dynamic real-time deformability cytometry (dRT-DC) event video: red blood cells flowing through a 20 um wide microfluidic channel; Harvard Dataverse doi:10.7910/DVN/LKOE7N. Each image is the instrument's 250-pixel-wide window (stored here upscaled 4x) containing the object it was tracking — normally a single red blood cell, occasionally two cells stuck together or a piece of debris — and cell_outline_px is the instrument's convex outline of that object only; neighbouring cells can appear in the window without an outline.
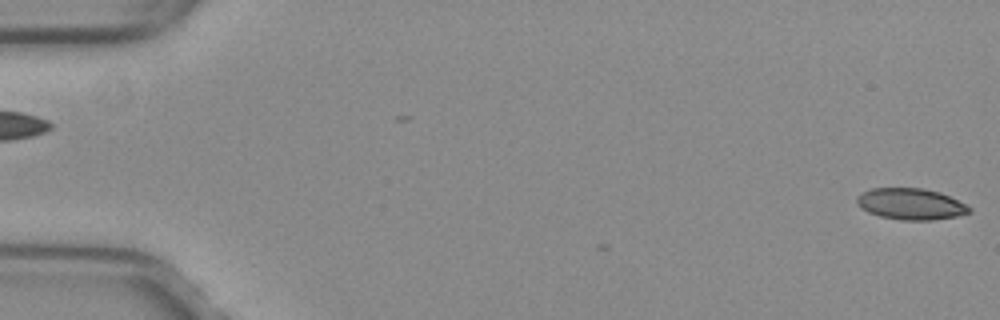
{"species": "common noctule bat (a hibernating species)", "species_latin": "Nyctalus noctula", "temperature_condition": "warm", "stored_images_in_passage": 4, "camera_frame_rate_fps": 3000, "um_per_image_px": 0.085, "animal": {"sex": "female", "body_mass_g": 29.2, "forearm_length_mm": 56.3}, "frame": {"image": 1, "passage_image": 1, "time_ms": 0.0, "image_size_px": [1000, 320], "cell_outline_px": [[972, 212], [956, 216], [932, 220], [900, 220], [880, 216], [868, 212], [860, 208], [856, 204], [856, 196], [872, 188], [924, 188], [940, 192], [972, 208]], "centroid_in_image_um": [77.39, 17.34], "position_along_channel_um": 7.6, "area_um2": 20.52}}